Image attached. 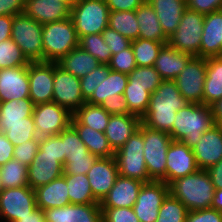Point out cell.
I'll use <instances>...</instances> for the list:
<instances>
[{
    "label": "cell",
    "instance_id": "cell-1",
    "mask_svg": "<svg viewBox=\"0 0 222 222\" xmlns=\"http://www.w3.org/2000/svg\"><path fill=\"white\" fill-rule=\"evenodd\" d=\"M188 102L181 95L174 80H163L151 94L148 109L141 123L153 130L169 132L176 112Z\"/></svg>",
    "mask_w": 222,
    "mask_h": 222
},
{
    "label": "cell",
    "instance_id": "cell-2",
    "mask_svg": "<svg viewBox=\"0 0 222 222\" xmlns=\"http://www.w3.org/2000/svg\"><path fill=\"white\" fill-rule=\"evenodd\" d=\"M214 124L210 106L188 103L176 112L172 129L168 133L173 140L181 141L192 149L202 134Z\"/></svg>",
    "mask_w": 222,
    "mask_h": 222
},
{
    "label": "cell",
    "instance_id": "cell-3",
    "mask_svg": "<svg viewBox=\"0 0 222 222\" xmlns=\"http://www.w3.org/2000/svg\"><path fill=\"white\" fill-rule=\"evenodd\" d=\"M214 190L208 172L203 169L174 180L169 185V193L180 200L188 211L211 208Z\"/></svg>",
    "mask_w": 222,
    "mask_h": 222
},
{
    "label": "cell",
    "instance_id": "cell-4",
    "mask_svg": "<svg viewBox=\"0 0 222 222\" xmlns=\"http://www.w3.org/2000/svg\"><path fill=\"white\" fill-rule=\"evenodd\" d=\"M44 62H58L79 46V38L71 17L43 24Z\"/></svg>",
    "mask_w": 222,
    "mask_h": 222
},
{
    "label": "cell",
    "instance_id": "cell-5",
    "mask_svg": "<svg viewBox=\"0 0 222 222\" xmlns=\"http://www.w3.org/2000/svg\"><path fill=\"white\" fill-rule=\"evenodd\" d=\"M138 130L144 139V159L151 180L166 183V156L173 141L168 132L153 130L140 124Z\"/></svg>",
    "mask_w": 222,
    "mask_h": 222
},
{
    "label": "cell",
    "instance_id": "cell-6",
    "mask_svg": "<svg viewBox=\"0 0 222 222\" xmlns=\"http://www.w3.org/2000/svg\"><path fill=\"white\" fill-rule=\"evenodd\" d=\"M109 14L105 0H78L70 13L78 38L102 33L108 27Z\"/></svg>",
    "mask_w": 222,
    "mask_h": 222
},
{
    "label": "cell",
    "instance_id": "cell-7",
    "mask_svg": "<svg viewBox=\"0 0 222 222\" xmlns=\"http://www.w3.org/2000/svg\"><path fill=\"white\" fill-rule=\"evenodd\" d=\"M42 28L24 12L13 16L11 38L29 62H44Z\"/></svg>",
    "mask_w": 222,
    "mask_h": 222
},
{
    "label": "cell",
    "instance_id": "cell-8",
    "mask_svg": "<svg viewBox=\"0 0 222 222\" xmlns=\"http://www.w3.org/2000/svg\"><path fill=\"white\" fill-rule=\"evenodd\" d=\"M144 139L137 130L126 143L115 152V160L119 175L139 180L143 183L151 182L144 159Z\"/></svg>",
    "mask_w": 222,
    "mask_h": 222
},
{
    "label": "cell",
    "instance_id": "cell-9",
    "mask_svg": "<svg viewBox=\"0 0 222 222\" xmlns=\"http://www.w3.org/2000/svg\"><path fill=\"white\" fill-rule=\"evenodd\" d=\"M204 18V14L187 8L177 30L169 37L168 44L178 51L200 57Z\"/></svg>",
    "mask_w": 222,
    "mask_h": 222
},
{
    "label": "cell",
    "instance_id": "cell-10",
    "mask_svg": "<svg viewBox=\"0 0 222 222\" xmlns=\"http://www.w3.org/2000/svg\"><path fill=\"white\" fill-rule=\"evenodd\" d=\"M37 208L35 190L30 186L5 188L0 194L1 222H15Z\"/></svg>",
    "mask_w": 222,
    "mask_h": 222
},
{
    "label": "cell",
    "instance_id": "cell-11",
    "mask_svg": "<svg viewBox=\"0 0 222 222\" xmlns=\"http://www.w3.org/2000/svg\"><path fill=\"white\" fill-rule=\"evenodd\" d=\"M73 114L55 102L34 105L33 121L37 137L59 135L71 125Z\"/></svg>",
    "mask_w": 222,
    "mask_h": 222
},
{
    "label": "cell",
    "instance_id": "cell-12",
    "mask_svg": "<svg viewBox=\"0 0 222 222\" xmlns=\"http://www.w3.org/2000/svg\"><path fill=\"white\" fill-rule=\"evenodd\" d=\"M205 77L206 58L193 56L174 81L188 103L203 104Z\"/></svg>",
    "mask_w": 222,
    "mask_h": 222
},
{
    "label": "cell",
    "instance_id": "cell-13",
    "mask_svg": "<svg viewBox=\"0 0 222 222\" xmlns=\"http://www.w3.org/2000/svg\"><path fill=\"white\" fill-rule=\"evenodd\" d=\"M52 102L66 108L72 114L86 103L82 96L80 78L64 71L56 62H54Z\"/></svg>",
    "mask_w": 222,
    "mask_h": 222
},
{
    "label": "cell",
    "instance_id": "cell-14",
    "mask_svg": "<svg viewBox=\"0 0 222 222\" xmlns=\"http://www.w3.org/2000/svg\"><path fill=\"white\" fill-rule=\"evenodd\" d=\"M169 194V185L163 181L143 183L132 206L140 222H156L163 200Z\"/></svg>",
    "mask_w": 222,
    "mask_h": 222
},
{
    "label": "cell",
    "instance_id": "cell-15",
    "mask_svg": "<svg viewBox=\"0 0 222 222\" xmlns=\"http://www.w3.org/2000/svg\"><path fill=\"white\" fill-rule=\"evenodd\" d=\"M29 96L34 105L53 100L54 62L28 64Z\"/></svg>",
    "mask_w": 222,
    "mask_h": 222
},
{
    "label": "cell",
    "instance_id": "cell-16",
    "mask_svg": "<svg viewBox=\"0 0 222 222\" xmlns=\"http://www.w3.org/2000/svg\"><path fill=\"white\" fill-rule=\"evenodd\" d=\"M195 156L191 148L181 141L173 140L166 156V184L196 172Z\"/></svg>",
    "mask_w": 222,
    "mask_h": 222
},
{
    "label": "cell",
    "instance_id": "cell-17",
    "mask_svg": "<svg viewBox=\"0 0 222 222\" xmlns=\"http://www.w3.org/2000/svg\"><path fill=\"white\" fill-rule=\"evenodd\" d=\"M199 169L207 170L222 159V126L214 124L192 148Z\"/></svg>",
    "mask_w": 222,
    "mask_h": 222
},
{
    "label": "cell",
    "instance_id": "cell-18",
    "mask_svg": "<svg viewBox=\"0 0 222 222\" xmlns=\"http://www.w3.org/2000/svg\"><path fill=\"white\" fill-rule=\"evenodd\" d=\"M86 175L94 197L101 202L119 176L115 157L97 158Z\"/></svg>",
    "mask_w": 222,
    "mask_h": 222
},
{
    "label": "cell",
    "instance_id": "cell-19",
    "mask_svg": "<svg viewBox=\"0 0 222 222\" xmlns=\"http://www.w3.org/2000/svg\"><path fill=\"white\" fill-rule=\"evenodd\" d=\"M28 65L0 69V102L30 98Z\"/></svg>",
    "mask_w": 222,
    "mask_h": 222
},
{
    "label": "cell",
    "instance_id": "cell-20",
    "mask_svg": "<svg viewBox=\"0 0 222 222\" xmlns=\"http://www.w3.org/2000/svg\"><path fill=\"white\" fill-rule=\"evenodd\" d=\"M43 212L48 222H102L100 203L69 204Z\"/></svg>",
    "mask_w": 222,
    "mask_h": 222
},
{
    "label": "cell",
    "instance_id": "cell-21",
    "mask_svg": "<svg viewBox=\"0 0 222 222\" xmlns=\"http://www.w3.org/2000/svg\"><path fill=\"white\" fill-rule=\"evenodd\" d=\"M63 169V165L57 160V157L43 155V152L38 150L34 160L28 166V185L32 189H36L48 184L63 176Z\"/></svg>",
    "mask_w": 222,
    "mask_h": 222
},
{
    "label": "cell",
    "instance_id": "cell-22",
    "mask_svg": "<svg viewBox=\"0 0 222 222\" xmlns=\"http://www.w3.org/2000/svg\"><path fill=\"white\" fill-rule=\"evenodd\" d=\"M143 182L119 175L100 207L131 208L138 197Z\"/></svg>",
    "mask_w": 222,
    "mask_h": 222
},
{
    "label": "cell",
    "instance_id": "cell-23",
    "mask_svg": "<svg viewBox=\"0 0 222 222\" xmlns=\"http://www.w3.org/2000/svg\"><path fill=\"white\" fill-rule=\"evenodd\" d=\"M24 13L40 24L70 17L71 9L60 0H25Z\"/></svg>",
    "mask_w": 222,
    "mask_h": 222
},
{
    "label": "cell",
    "instance_id": "cell-24",
    "mask_svg": "<svg viewBox=\"0 0 222 222\" xmlns=\"http://www.w3.org/2000/svg\"><path fill=\"white\" fill-rule=\"evenodd\" d=\"M222 56V10L205 14L200 57Z\"/></svg>",
    "mask_w": 222,
    "mask_h": 222
},
{
    "label": "cell",
    "instance_id": "cell-25",
    "mask_svg": "<svg viewBox=\"0 0 222 222\" xmlns=\"http://www.w3.org/2000/svg\"><path fill=\"white\" fill-rule=\"evenodd\" d=\"M140 124L141 118L134 114L111 115L104 134L112 150L118 151L138 130Z\"/></svg>",
    "mask_w": 222,
    "mask_h": 222
},
{
    "label": "cell",
    "instance_id": "cell-26",
    "mask_svg": "<svg viewBox=\"0 0 222 222\" xmlns=\"http://www.w3.org/2000/svg\"><path fill=\"white\" fill-rule=\"evenodd\" d=\"M155 10L164 34L169 38L180 24L187 0H147Z\"/></svg>",
    "mask_w": 222,
    "mask_h": 222
},
{
    "label": "cell",
    "instance_id": "cell-27",
    "mask_svg": "<svg viewBox=\"0 0 222 222\" xmlns=\"http://www.w3.org/2000/svg\"><path fill=\"white\" fill-rule=\"evenodd\" d=\"M192 57L165 44L159 51L154 67L163 80H174Z\"/></svg>",
    "mask_w": 222,
    "mask_h": 222
},
{
    "label": "cell",
    "instance_id": "cell-28",
    "mask_svg": "<svg viewBox=\"0 0 222 222\" xmlns=\"http://www.w3.org/2000/svg\"><path fill=\"white\" fill-rule=\"evenodd\" d=\"M35 190L36 206L41 210L62 207L70 204L68 186L63 176Z\"/></svg>",
    "mask_w": 222,
    "mask_h": 222
},
{
    "label": "cell",
    "instance_id": "cell-29",
    "mask_svg": "<svg viewBox=\"0 0 222 222\" xmlns=\"http://www.w3.org/2000/svg\"><path fill=\"white\" fill-rule=\"evenodd\" d=\"M135 15L139 24V38L160 42L169 41L162 30L155 10L147 0L135 10Z\"/></svg>",
    "mask_w": 222,
    "mask_h": 222
},
{
    "label": "cell",
    "instance_id": "cell-30",
    "mask_svg": "<svg viewBox=\"0 0 222 222\" xmlns=\"http://www.w3.org/2000/svg\"><path fill=\"white\" fill-rule=\"evenodd\" d=\"M56 63L64 71L71 73L77 78L86 76L100 65L95 57L79 46L72 49Z\"/></svg>",
    "mask_w": 222,
    "mask_h": 222
},
{
    "label": "cell",
    "instance_id": "cell-31",
    "mask_svg": "<svg viewBox=\"0 0 222 222\" xmlns=\"http://www.w3.org/2000/svg\"><path fill=\"white\" fill-rule=\"evenodd\" d=\"M203 104L210 106L222 98V56L206 58Z\"/></svg>",
    "mask_w": 222,
    "mask_h": 222
},
{
    "label": "cell",
    "instance_id": "cell-32",
    "mask_svg": "<svg viewBox=\"0 0 222 222\" xmlns=\"http://www.w3.org/2000/svg\"><path fill=\"white\" fill-rule=\"evenodd\" d=\"M71 126L76 130L89 152L97 158L115 156L104 132H98L86 125H79L73 118L71 119Z\"/></svg>",
    "mask_w": 222,
    "mask_h": 222
},
{
    "label": "cell",
    "instance_id": "cell-33",
    "mask_svg": "<svg viewBox=\"0 0 222 222\" xmlns=\"http://www.w3.org/2000/svg\"><path fill=\"white\" fill-rule=\"evenodd\" d=\"M128 82V74L111 70L105 80L95 89L92 96L86 101L91 105H101L108 97L117 98L123 95Z\"/></svg>",
    "mask_w": 222,
    "mask_h": 222
},
{
    "label": "cell",
    "instance_id": "cell-34",
    "mask_svg": "<svg viewBox=\"0 0 222 222\" xmlns=\"http://www.w3.org/2000/svg\"><path fill=\"white\" fill-rule=\"evenodd\" d=\"M34 104L30 98L0 102V128L4 124L27 122L33 115Z\"/></svg>",
    "mask_w": 222,
    "mask_h": 222
},
{
    "label": "cell",
    "instance_id": "cell-35",
    "mask_svg": "<svg viewBox=\"0 0 222 222\" xmlns=\"http://www.w3.org/2000/svg\"><path fill=\"white\" fill-rule=\"evenodd\" d=\"M110 116L101 106L84 103L73 113L72 118L79 125H86L98 132H105Z\"/></svg>",
    "mask_w": 222,
    "mask_h": 222
},
{
    "label": "cell",
    "instance_id": "cell-36",
    "mask_svg": "<svg viewBox=\"0 0 222 222\" xmlns=\"http://www.w3.org/2000/svg\"><path fill=\"white\" fill-rule=\"evenodd\" d=\"M68 186L70 204L100 203L93 195L86 174L66 175L63 173Z\"/></svg>",
    "mask_w": 222,
    "mask_h": 222
},
{
    "label": "cell",
    "instance_id": "cell-37",
    "mask_svg": "<svg viewBox=\"0 0 222 222\" xmlns=\"http://www.w3.org/2000/svg\"><path fill=\"white\" fill-rule=\"evenodd\" d=\"M108 26L131 41L139 38V24L135 10L110 11Z\"/></svg>",
    "mask_w": 222,
    "mask_h": 222
},
{
    "label": "cell",
    "instance_id": "cell-38",
    "mask_svg": "<svg viewBox=\"0 0 222 222\" xmlns=\"http://www.w3.org/2000/svg\"><path fill=\"white\" fill-rule=\"evenodd\" d=\"M168 42L145 40L138 38L131 42L137 66H154L162 47Z\"/></svg>",
    "mask_w": 222,
    "mask_h": 222
},
{
    "label": "cell",
    "instance_id": "cell-39",
    "mask_svg": "<svg viewBox=\"0 0 222 222\" xmlns=\"http://www.w3.org/2000/svg\"><path fill=\"white\" fill-rule=\"evenodd\" d=\"M28 166L12 158L0 166V177L4 188H16L28 185Z\"/></svg>",
    "mask_w": 222,
    "mask_h": 222
},
{
    "label": "cell",
    "instance_id": "cell-40",
    "mask_svg": "<svg viewBox=\"0 0 222 222\" xmlns=\"http://www.w3.org/2000/svg\"><path fill=\"white\" fill-rule=\"evenodd\" d=\"M0 132H2L14 146L21 145L31 139H38L32 116L27 117V122L4 124L0 128Z\"/></svg>",
    "mask_w": 222,
    "mask_h": 222
},
{
    "label": "cell",
    "instance_id": "cell-41",
    "mask_svg": "<svg viewBox=\"0 0 222 222\" xmlns=\"http://www.w3.org/2000/svg\"><path fill=\"white\" fill-rule=\"evenodd\" d=\"M123 96L128 103L130 114L142 118L148 109L151 93L144 87L132 86L127 82Z\"/></svg>",
    "mask_w": 222,
    "mask_h": 222
},
{
    "label": "cell",
    "instance_id": "cell-42",
    "mask_svg": "<svg viewBox=\"0 0 222 222\" xmlns=\"http://www.w3.org/2000/svg\"><path fill=\"white\" fill-rule=\"evenodd\" d=\"M79 47L95 57L100 64H109L111 50L101 33L84 35L79 38Z\"/></svg>",
    "mask_w": 222,
    "mask_h": 222
},
{
    "label": "cell",
    "instance_id": "cell-43",
    "mask_svg": "<svg viewBox=\"0 0 222 222\" xmlns=\"http://www.w3.org/2000/svg\"><path fill=\"white\" fill-rule=\"evenodd\" d=\"M162 81L163 79L154 66H137L128 74V82L132 86L144 87L151 94L155 92Z\"/></svg>",
    "mask_w": 222,
    "mask_h": 222
},
{
    "label": "cell",
    "instance_id": "cell-44",
    "mask_svg": "<svg viewBox=\"0 0 222 222\" xmlns=\"http://www.w3.org/2000/svg\"><path fill=\"white\" fill-rule=\"evenodd\" d=\"M187 213L185 205L169 193L162 202L156 222H185Z\"/></svg>",
    "mask_w": 222,
    "mask_h": 222
},
{
    "label": "cell",
    "instance_id": "cell-45",
    "mask_svg": "<svg viewBox=\"0 0 222 222\" xmlns=\"http://www.w3.org/2000/svg\"><path fill=\"white\" fill-rule=\"evenodd\" d=\"M29 63L12 38L0 42V69L28 65Z\"/></svg>",
    "mask_w": 222,
    "mask_h": 222
},
{
    "label": "cell",
    "instance_id": "cell-46",
    "mask_svg": "<svg viewBox=\"0 0 222 222\" xmlns=\"http://www.w3.org/2000/svg\"><path fill=\"white\" fill-rule=\"evenodd\" d=\"M97 157L90 152L69 154L63 165L66 175L87 174Z\"/></svg>",
    "mask_w": 222,
    "mask_h": 222
},
{
    "label": "cell",
    "instance_id": "cell-47",
    "mask_svg": "<svg viewBox=\"0 0 222 222\" xmlns=\"http://www.w3.org/2000/svg\"><path fill=\"white\" fill-rule=\"evenodd\" d=\"M111 68L108 64L98 65L92 72L80 78L82 96L87 101L95 91V89L106 79Z\"/></svg>",
    "mask_w": 222,
    "mask_h": 222
},
{
    "label": "cell",
    "instance_id": "cell-48",
    "mask_svg": "<svg viewBox=\"0 0 222 222\" xmlns=\"http://www.w3.org/2000/svg\"><path fill=\"white\" fill-rule=\"evenodd\" d=\"M39 151L43 152V155L57 157V160L64 165L66 156L64 154L63 131L59 135L40 138Z\"/></svg>",
    "mask_w": 222,
    "mask_h": 222
},
{
    "label": "cell",
    "instance_id": "cell-49",
    "mask_svg": "<svg viewBox=\"0 0 222 222\" xmlns=\"http://www.w3.org/2000/svg\"><path fill=\"white\" fill-rule=\"evenodd\" d=\"M108 65L111 70L130 74L137 67L132 46L112 55Z\"/></svg>",
    "mask_w": 222,
    "mask_h": 222
},
{
    "label": "cell",
    "instance_id": "cell-50",
    "mask_svg": "<svg viewBox=\"0 0 222 222\" xmlns=\"http://www.w3.org/2000/svg\"><path fill=\"white\" fill-rule=\"evenodd\" d=\"M102 222H140L131 208L101 207Z\"/></svg>",
    "mask_w": 222,
    "mask_h": 222
},
{
    "label": "cell",
    "instance_id": "cell-51",
    "mask_svg": "<svg viewBox=\"0 0 222 222\" xmlns=\"http://www.w3.org/2000/svg\"><path fill=\"white\" fill-rule=\"evenodd\" d=\"M40 138L31 139L21 145L14 146L13 158L20 163L29 166L39 150Z\"/></svg>",
    "mask_w": 222,
    "mask_h": 222
},
{
    "label": "cell",
    "instance_id": "cell-52",
    "mask_svg": "<svg viewBox=\"0 0 222 222\" xmlns=\"http://www.w3.org/2000/svg\"><path fill=\"white\" fill-rule=\"evenodd\" d=\"M63 143L66 158L69 154L89 152L86 145L71 125L67 129L63 130Z\"/></svg>",
    "mask_w": 222,
    "mask_h": 222
},
{
    "label": "cell",
    "instance_id": "cell-53",
    "mask_svg": "<svg viewBox=\"0 0 222 222\" xmlns=\"http://www.w3.org/2000/svg\"><path fill=\"white\" fill-rule=\"evenodd\" d=\"M101 34L105 43L110 48L112 55L131 46V40L116 32L114 29H111L109 26Z\"/></svg>",
    "mask_w": 222,
    "mask_h": 222
},
{
    "label": "cell",
    "instance_id": "cell-54",
    "mask_svg": "<svg viewBox=\"0 0 222 222\" xmlns=\"http://www.w3.org/2000/svg\"><path fill=\"white\" fill-rule=\"evenodd\" d=\"M185 222H222V212L213 208L188 211Z\"/></svg>",
    "mask_w": 222,
    "mask_h": 222
},
{
    "label": "cell",
    "instance_id": "cell-55",
    "mask_svg": "<svg viewBox=\"0 0 222 222\" xmlns=\"http://www.w3.org/2000/svg\"><path fill=\"white\" fill-rule=\"evenodd\" d=\"M105 109L110 115H126L130 114V109L128 103L125 101L123 95H118L117 98L109 99V97L103 101L100 105Z\"/></svg>",
    "mask_w": 222,
    "mask_h": 222
},
{
    "label": "cell",
    "instance_id": "cell-56",
    "mask_svg": "<svg viewBox=\"0 0 222 222\" xmlns=\"http://www.w3.org/2000/svg\"><path fill=\"white\" fill-rule=\"evenodd\" d=\"M187 8L205 15L222 10V0H187Z\"/></svg>",
    "mask_w": 222,
    "mask_h": 222
},
{
    "label": "cell",
    "instance_id": "cell-57",
    "mask_svg": "<svg viewBox=\"0 0 222 222\" xmlns=\"http://www.w3.org/2000/svg\"><path fill=\"white\" fill-rule=\"evenodd\" d=\"M146 0H105L110 11H134Z\"/></svg>",
    "mask_w": 222,
    "mask_h": 222
},
{
    "label": "cell",
    "instance_id": "cell-58",
    "mask_svg": "<svg viewBox=\"0 0 222 222\" xmlns=\"http://www.w3.org/2000/svg\"><path fill=\"white\" fill-rule=\"evenodd\" d=\"M25 0H0V15L15 16L24 12Z\"/></svg>",
    "mask_w": 222,
    "mask_h": 222
},
{
    "label": "cell",
    "instance_id": "cell-59",
    "mask_svg": "<svg viewBox=\"0 0 222 222\" xmlns=\"http://www.w3.org/2000/svg\"><path fill=\"white\" fill-rule=\"evenodd\" d=\"M14 145L0 132V166L13 158Z\"/></svg>",
    "mask_w": 222,
    "mask_h": 222
},
{
    "label": "cell",
    "instance_id": "cell-60",
    "mask_svg": "<svg viewBox=\"0 0 222 222\" xmlns=\"http://www.w3.org/2000/svg\"><path fill=\"white\" fill-rule=\"evenodd\" d=\"M206 171L210 176L214 189H222V159Z\"/></svg>",
    "mask_w": 222,
    "mask_h": 222
},
{
    "label": "cell",
    "instance_id": "cell-61",
    "mask_svg": "<svg viewBox=\"0 0 222 222\" xmlns=\"http://www.w3.org/2000/svg\"><path fill=\"white\" fill-rule=\"evenodd\" d=\"M13 17L0 15V42L11 38Z\"/></svg>",
    "mask_w": 222,
    "mask_h": 222
},
{
    "label": "cell",
    "instance_id": "cell-62",
    "mask_svg": "<svg viewBox=\"0 0 222 222\" xmlns=\"http://www.w3.org/2000/svg\"><path fill=\"white\" fill-rule=\"evenodd\" d=\"M45 220L44 212L37 208L34 212H29V215L19 217L15 222H43Z\"/></svg>",
    "mask_w": 222,
    "mask_h": 222
},
{
    "label": "cell",
    "instance_id": "cell-63",
    "mask_svg": "<svg viewBox=\"0 0 222 222\" xmlns=\"http://www.w3.org/2000/svg\"><path fill=\"white\" fill-rule=\"evenodd\" d=\"M215 124L222 126V98L210 105Z\"/></svg>",
    "mask_w": 222,
    "mask_h": 222
},
{
    "label": "cell",
    "instance_id": "cell-64",
    "mask_svg": "<svg viewBox=\"0 0 222 222\" xmlns=\"http://www.w3.org/2000/svg\"><path fill=\"white\" fill-rule=\"evenodd\" d=\"M211 208L222 212V189H215Z\"/></svg>",
    "mask_w": 222,
    "mask_h": 222
},
{
    "label": "cell",
    "instance_id": "cell-65",
    "mask_svg": "<svg viewBox=\"0 0 222 222\" xmlns=\"http://www.w3.org/2000/svg\"><path fill=\"white\" fill-rule=\"evenodd\" d=\"M60 1L66 4L71 9L78 0H60Z\"/></svg>",
    "mask_w": 222,
    "mask_h": 222
},
{
    "label": "cell",
    "instance_id": "cell-66",
    "mask_svg": "<svg viewBox=\"0 0 222 222\" xmlns=\"http://www.w3.org/2000/svg\"><path fill=\"white\" fill-rule=\"evenodd\" d=\"M4 185H3V183H2V181H1V177H0V194L4 191Z\"/></svg>",
    "mask_w": 222,
    "mask_h": 222
}]
</instances>
